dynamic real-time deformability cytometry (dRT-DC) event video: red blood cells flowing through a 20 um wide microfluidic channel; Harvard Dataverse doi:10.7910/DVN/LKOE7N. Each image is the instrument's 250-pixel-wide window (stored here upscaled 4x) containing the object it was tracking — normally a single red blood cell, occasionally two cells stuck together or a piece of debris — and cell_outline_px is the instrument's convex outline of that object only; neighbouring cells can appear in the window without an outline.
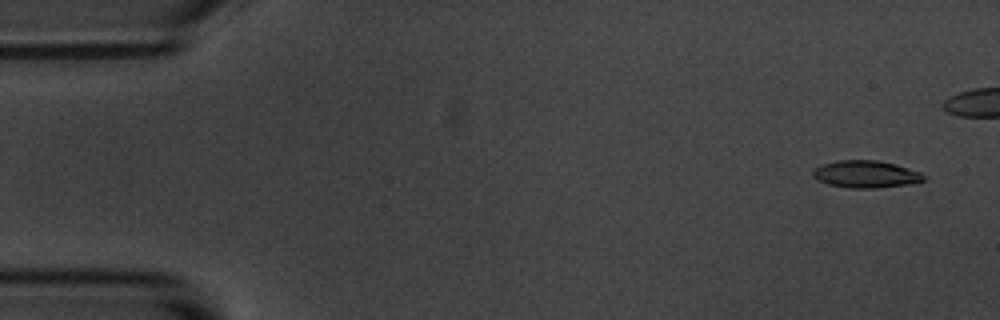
{"species": "common noctule bat (a hibernating species)", "species_latin": "Nyctalus noctula", "temperature_condition": "room temperature", "stored_images_in_passage": 5, "camera_frame_rate_fps": 3000, "um_per_image_px": 0.085, "animal": {"sex": "male", "body_mass_g": 20.1, "forearm_length_mm": 53.5}, "frame": {"image": 1, "passage_image": 1, "time_ms": 0.0, "image_size_px": [1000, 320], "cell_outline_px": [[924, 180], [904, 184], [876, 188], [848, 188], [828, 184], [812, 176], [812, 172], [816, 168], [824, 164], [836, 160], [876, 160], [896, 164], [920, 172], [924, 176]], "centroid_in_image_um": [73.57, 14.8], "position_along_channel_um": 11.4, "area_um2": 17.28}}